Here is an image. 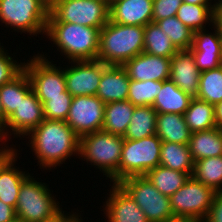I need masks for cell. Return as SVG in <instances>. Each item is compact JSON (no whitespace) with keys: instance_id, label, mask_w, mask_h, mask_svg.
I'll return each mask as SVG.
<instances>
[{"instance_id":"31","label":"cell","mask_w":222,"mask_h":222,"mask_svg":"<svg viewBox=\"0 0 222 222\" xmlns=\"http://www.w3.org/2000/svg\"><path fill=\"white\" fill-rule=\"evenodd\" d=\"M216 3L213 5L189 4L183 2L177 11V18L187 26L191 31L195 32L206 28V23L214 24ZM205 24V25H204Z\"/></svg>"},{"instance_id":"52","label":"cell","mask_w":222,"mask_h":222,"mask_svg":"<svg viewBox=\"0 0 222 222\" xmlns=\"http://www.w3.org/2000/svg\"><path fill=\"white\" fill-rule=\"evenodd\" d=\"M46 1L49 5H51L55 0H44Z\"/></svg>"},{"instance_id":"28","label":"cell","mask_w":222,"mask_h":222,"mask_svg":"<svg viewBox=\"0 0 222 222\" xmlns=\"http://www.w3.org/2000/svg\"><path fill=\"white\" fill-rule=\"evenodd\" d=\"M17 156L0 172V200L16 208L17 198L23 181L30 175L14 166Z\"/></svg>"},{"instance_id":"36","label":"cell","mask_w":222,"mask_h":222,"mask_svg":"<svg viewBox=\"0 0 222 222\" xmlns=\"http://www.w3.org/2000/svg\"><path fill=\"white\" fill-rule=\"evenodd\" d=\"M159 88H162V81L130 80L127 100L135 107L152 106L158 96Z\"/></svg>"},{"instance_id":"20","label":"cell","mask_w":222,"mask_h":222,"mask_svg":"<svg viewBox=\"0 0 222 222\" xmlns=\"http://www.w3.org/2000/svg\"><path fill=\"white\" fill-rule=\"evenodd\" d=\"M130 78L119 65H109L103 72L96 96L103 102L127 100Z\"/></svg>"},{"instance_id":"22","label":"cell","mask_w":222,"mask_h":222,"mask_svg":"<svg viewBox=\"0 0 222 222\" xmlns=\"http://www.w3.org/2000/svg\"><path fill=\"white\" fill-rule=\"evenodd\" d=\"M32 89L30 80L23 69L11 81L0 87V102L3 109V126L5 121L15 112L21 100Z\"/></svg>"},{"instance_id":"18","label":"cell","mask_w":222,"mask_h":222,"mask_svg":"<svg viewBox=\"0 0 222 222\" xmlns=\"http://www.w3.org/2000/svg\"><path fill=\"white\" fill-rule=\"evenodd\" d=\"M169 79L183 92L195 98L199 89L201 71L195 65L193 53L178 50L171 58Z\"/></svg>"},{"instance_id":"40","label":"cell","mask_w":222,"mask_h":222,"mask_svg":"<svg viewBox=\"0 0 222 222\" xmlns=\"http://www.w3.org/2000/svg\"><path fill=\"white\" fill-rule=\"evenodd\" d=\"M203 222H222V191H217L207 217Z\"/></svg>"},{"instance_id":"11","label":"cell","mask_w":222,"mask_h":222,"mask_svg":"<svg viewBox=\"0 0 222 222\" xmlns=\"http://www.w3.org/2000/svg\"><path fill=\"white\" fill-rule=\"evenodd\" d=\"M137 203L149 222L173 218L170 198L161 194L145 176H132L118 183Z\"/></svg>"},{"instance_id":"8","label":"cell","mask_w":222,"mask_h":222,"mask_svg":"<svg viewBox=\"0 0 222 222\" xmlns=\"http://www.w3.org/2000/svg\"><path fill=\"white\" fill-rule=\"evenodd\" d=\"M109 5L100 0H55L47 22H68L99 28L109 21Z\"/></svg>"},{"instance_id":"15","label":"cell","mask_w":222,"mask_h":222,"mask_svg":"<svg viewBox=\"0 0 222 222\" xmlns=\"http://www.w3.org/2000/svg\"><path fill=\"white\" fill-rule=\"evenodd\" d=\"M214 32L206 29L193 33L192 46L189 49L194 56L195 65L202 72L221 66L222 32L213 24Z\"/></svg>"},{"instance_id":"42","label":"cell","mask_w":222,"mask_h":222,"mask_svg":"<svg viewBox=\"0 0 222 222\" xmlns=\"http://www.w3.org/2000/svg\"><path fill=\"white\" fill-rule=\"evenodd\" d=\"M16 156H17L16 148L6 147V149H4V151L0 154V172Z\"/></svg>"},{"instance_id":"32","label":"cell","mask_w":222,"mask_h":222,"mask_svg":"<svg viewBox=\"0 0 222 222\" xmlns=\"http://www.w3.org/2000/svg\"><path fill=\"white\" fill-rule=\"evenodd\" d=\"M177 51L170 38L156 23L151 22L144 27L143 52L154 56L171 58Z\"/></svg>"},{"instance_id":"24","label":"cell","mask_w":222,"mask_h":222,"mask_svg":"<svg viewBox=\"0 0 222 222\" xmlns=\"http://www.w3.org/2000/svg\"><path fill=\"white\" fill-rule=\"evenodd\" d=\"M191 134L183 115L157 114L156 135L162 142L188 145Z\"/></svg>"},{"instance_id":"29","label":"cell","mask_w":222,"mask_h":222,"mask_svg":"<svg viewBox=\"0 0 222 222\" xmlns=\"http://www.w3.org/2000/svg\"><path fill=\"white\" fill-rule=\"evenodd\" d=\"M157 114L152 106L135 107L123 138L140 140L156 134Z\"/></svg>"},{"instance_id":"27","label":"cell","mask_w":222,"mask_h":222,"mask_svg":"<svg viewBox=\"0 0 222 222\" xmlns=\"http://www.w3.org/2000/svg\"><path fill=\"white\" fill-rule=\"evenodd\" d=\"M163 195L170 197L189 179L190 175L162 165L150 169L144 175Z\"/></svg>"},{"instance_id":"1","label":"cell","mask_w":222,"mask_h":222,"mask_svg":"<svg viewBox=\"0 0 222 222\" xmlns=\"http://www.w3.org/2000/svg\"><path fill=\"white\" fill-rule=\"evenodd\" d=\"M26 138L43 169L56 168L73 154L79 156L80 137L65 121L44 119Z\"/></svg>"},{"instance_id":"50","label":"cell","mask_w":222,"mask_h":222,"mask_svg":"<svg viewBox=\"0 0 222 222\" xmlns=\"http://www.w3.org/2000/svg\"><path fill=\"white\" fill-rule=\"evenodd\" d=\"M79 215L72 222H83L82 218Z\"/></svg>"},{"instance_id":"4","label":"cell","mask_w":222,"mask_h":222,"mask_svg":"<svg viewBox=\"0 0 222 222\" xmlns=\"http://www.w3.org/2000/svg\"><path fill=\"white\" fill-rule=\"evenodd\" d=\"M124 138L103 130L80 137L79 155L81 159L97 166L110 182L119 183V164Z\"/></svg>"},{"instance_id":"12","label":"cell","mask_w":222,"mask_h":222,"mask_svg":"<svg viewBox=\"0 0 222 222\" xmlns=\"http://www.w3.org/2000/svg\"><path fill=\"white\" fill-rule=\"evenodd\" d=\"M105 103L95 96H75L65 122L79 136L101 131Z\"/></svg>"},{"instance_id":"13","label":"cell","mask_w":222,"mask_h":222,"mask_svg":"<svg viewBox=\"0 0 222 222\" xmlns=\"http://www.w3.org/2000/svg\"><path fill=\"white\" fill-rule=\"evenodd\" d=\"M73 66H72V64ZM64 68L67 91L73 96H95L102 72L109 66L99 60L71 61Z\"/></svg>"},{"instance_id":"37","label":"cell","mask_w":222,"mask_h":222,"mask_svg":"<svg viewBox=\"0 0 222 222\" xmlns=\"http://www.w3.org/2000/svg\"><path fill=\"white\" fill-rule=\"evenodd\" d=\"M73 96L49 97L43 103L44 118L48 120L65 121L71 107Z\"/></svg>"},{"instance_id":"43","label":"cell","mask_w":222,"mask_h":222,"mask_svg":"<svg viewBox=\"0 0 222 222\" xmlns=\"http://www.w3.org/2000/svg\"><path fill=\"white\" fill-rule=\"evenodd\" d=\"M215 10H214V16L215 21L214 24L219 28V30L222 32V0H216L215 1Z\"/></svg>"},{"instance_id":"26","label":"cell","mask_w":222,"mask_h":222,"mask_svg":"<svg viewBox=\"0 0 222 222\" xmlns=\"http://www.w3.org/2000/svg\"><path fill=\"white\" fill-rule=\"evenodd\" d=\"M194 163L188 145L172 142L161 143L160 165L192 176Z\"/></svg>"},{"instance_id":"46","label":"cell","mask_w":222,"mask_h":222,"mask_svg":"<svg viewBox=\"0 0 222 222\" xmlns=\"http://www.w3.org/2000/svg\"><path fill=\"white\" fill-rule=\"evenodd\" d=\"M164 222H198L197 220L185 217H173Z\"/></svg>"},{"instance_id":"5","label":"cell","mask_w":222,"mask_h":222,"mask_svg":"<svg viewBox=\"0 0 222 222\" xmlns=\"http://www.w3.org/2000/svg\"><path fill=\"white\" fill-rule=\"evenodd\" d=\"M46 183L28 176L22 183L15 208L16 217L23 222H48L58 217L63 209L54 199Z\"/></svg>"},{"instance_id":"45","label":"cell","mask_w":222,"mask_h":222,"mask_svg":"<svg viewBox=\"0 0 222 222\" xmlns=\"http://www.w3.org/2000/svg\"><path fill=\"white\" fill-rule=\"evenodd\" d=\"M78 216V214L75 213H71L69 216L67 215V213L64 214V211L55 219L48 221V222H72L76 217Z\"/></svg>"},{"instance_id":"9","label":"cell","mask_w":222,"mask_h":222,"mask_svg":"<svg viewBox=\"0 0 222 222\" xmlns=\"http://www.w3.org/2000/svg\"><path fill=\"white\" fill-rule=\"evenodd\" d=\"M216 191L190 176L172 196L170 203L174 217H185L203 222L214 200Z\"/></svg>"},{"instance_id":"21","label":"cell","mask_w":222,"mask_h":222,"mask_svg":"<svg viewBox=\"0 0 222 222\" xmlns=\"http://www.w3.org/2000/svg\"><path fill=\"white\" fill-rule=\"evenodd\" d=\"M193 97L183 92L170 79L162 81L152 107L158 114L170 113L183 115Z\"/></svg>"},{"instance_id":"30","label":"cell","mask_w":222,"mask_h":222,"mask_svg":"<svg viewBox=\"0 0 222 222\" xmlns=\"http://www.w3.org/2000/svg\"><path fill=\"white\" fill-rule=\"evenodd\" d=\"M183 116L192 133L217 127L215 123L214 105L196 97L192 98Z\"/></svg>"},{"instance_id":"44","label":"cell","mask_w":222,"mask_h":222,"mask_svg":"<svg viewBox=\"0 0 222 222\" xmlns=\"http://www.w3.org/2000/svg\"><path fill=\"white\" fill-rule=\"evenodd\" d=\"M215 123L219 129H222V102L214 105Z\"/></svg>"},{"instance_id":"6","label":"cell","mask_w":222,"mask_h":222,"mask_svg":"<svg viewBox=\"0 0 222 222\" xmlns=\"http://www.w3.org/2000/svg\"><path fill=\"white\" fill-rule=\"evenodd\" d=\"M49 14L50 5L44 0H0L1 22L31 36L46 34Z\"/></svg>"},{"instance_id":"49","label":"cell","mask_w":222,"mask_h":222,"mask_svg":"<svg viewBox=\"0 0 222 222\" xmlns=\"http://www.w3.org/2000/svg\"><path fill=\"white\" fill-rule=\"evenodd\" d=\"M3 140L6 141V138L0 133V142L3 141ZM6 147L7 146H4L3 148L2 147L0 148V154L4 151V149H6Z\"/></svg>"},{"instance_id":"47","label":"cell","mask_w":222,"mask_h":222,"mask_svg":"<svg viewBox=\"0 0 222 222\" xmlns=\"http://www.w3.org/2000/svg\"><path fill=\"white\" fill-rule=\"evenodd\" d=\"M183 2L189 3V4H200V5H212V0H182ZM211 1V2H209Z\"/></svg>"},{"instance_id":"3","label":"cell","mask_w":222,"mask_h":222,"mask_svg":"<svg viewBox=\"0 0 222 222\" xmlns=\"http://www.w3.org/2000/svg\"><path fill=\"white\" fill-rule=\"evenodd\" d=\"M47 38L71 61L97 60L100 29L68 22H47Z\"/></svg>"},{"instance_id":"39","label":"cell","mask_w":222,"mask_h":222,"mask_svg":"<svg viewBox=\"0 0 222 222\" xmlns=\"http://www.w3.org/2000/svg\"><path fill=\"white\" fill-rule=\"evenodd\" d=\"M182 3V0H153L152 22L176 16Z\"/></svg>"},{"instance_id":"17","label":"cell","mask_w":222,"mask_h":222,"mask_svg":"<svg viewBox=\"0 0 222 222\" xmlns=\"http://www.w3.org/2000/svg\"><path fill=\"white\" fill-rule=\"evenodd\" d=\"M111 189L103 209L108 222H149L134 199L119 184L113 183Z\"/></svg>"},{"instance_id":"16","label":"cell","mask_w":222,"mask_h":222,"mask_svg":"<svg viewBox=\"0 0 222 222\" xmlns=\"http://www.w3.org/2000/svg\"><path fill=\"white\" fill-rule=\"evenodd\" d=\"M122 67L126 70L128 77L135 81H165L170 77V58L154 56L142 52L126 61Z\"/></svg>"},{"instance_id":"35","label":"cell","mask_w":222,"mask_h":222,"mask_svg":"<svg viewBox=\"0 0 222 222\" xmlns=\"http://www.w3.org/2000/svg\"><path fill=\"white\" fill-rule=\"evenodd\" d=\"M170 38L177 50H188L192 46L193 31L185 26L177 16L155 22Z\"/></svg>"},{"instance_id":"23","label":"cell","mask_w":222,"mask_h":222,"mask_svg":"<svg viewBox=\"0 0 222 222\" xmlns=\"http://www.w3.org/2000/svg\"><path fill=\"white\" fill-rule=\"evenodd\" d=\"M188 146L194 162L222 156V129L215 127L206 131L193 132Z\"/></svg>"},{"instance_id":"2","label":"cell","mask_w":222,"mask_h":222,"mask_svg":"<svg viewBox=\"0 0 222 222\" xmlns=\"http://www.w3.org/2000/svg\"><path fill=\"white\" fill-rule=\"evenodd\" d=\"M144 49V26L113 23L110 20L100 30L97 60L106 65L122 66Z\"/></svg>"},{"instance_id":"41","label":"cell","mask_w":222,"mask_h":222,"mask_svg":"<svg viewBox=\"0 0 222 222\" xmlns=\"http://www.w3.org/2000/svg\"><path fill=\"white\" fill-rule=\"evenodd\" d=\"M16 218L15 208L0 200V222H12Z\"/></svg>"},{"instance_id":"48","label":"cell","mask_w":222,"mask_h":222,"mask_svg":"<svg viewBox=\"0 0 222 222\" xmlns=\"http://www.w3.org/2000/svg\"><path fill=\"white\" fill-rule=\"evenodd\" d=\"M3 127V109L0 102V129Z\"/></svg>"},{"instance_id":"53","label":"cell","mask_w":222,"mask_h":222,"mask_svg":"<svg viewBox=\"0 0 222 222\" xmlns=\"http://www.w3.org/2000/svg\"><path fill=\"white\" fill-rule=\"evenodd\" d=\"M12 222H23V221H21L20 219H15L14 221H12Z\"/></svg>"},{"instance_id":"19","label":"cell","mask_w":222,"mask_h":222,"mask_svg":"<svg viewBox=\"0 0 222 222\" xmlns=\"http://www.w3.org/2000/svg\"><path fill=\"white\" fill-rule=\"evenodd\" d=\"M109 20L131 26H146L152 22L153 0H112Z\"/></svg>"},{"instance_id":"34","label":"cell","mask_w":222,"mask_h":222,"mask_svg":"<svg viewBox=\"0 0 222 222\" xmlns=\"http://www.w3.org/2000/svg\"><path fill=\"white\" fill-rule=\"evenodd\" d=\"M196 98L213 105L222 102V66L201 72Z\"/></svg>"},{"instance_id":"10","label":"cell","mask_w":222,"mask_h":222,"mask_svg":"<svg viewBox=\"0 0 222 222\" xmlns=\"http://www.w3.org/2000/svg\"><path fill=\"white\" fill-rule=\"evenodd\" d=\"M32 58L24 62L23 69L29 77L32 90L42 104L48 101L49 97L72 96L67 91L64 68L55 66L56 64L42 54Z\"/></svg>"},{"instance_id":"38","label":"cell","mask_w":222,"mask_h":222,"mask_svg":"<svg viewBox=\"0 0 222 222\" xmlns=\"http://www.w3.org/2000/svg\"><path fill=\"white\" fill-rule=\"evenodd\" d=\"M24 67V63H19L8 55L0 43V87L15 78Z\"/></svg>"},{"instance_id":"7","label":"cell","mask_w":222,"mask_h":222,"mask_svg":"<svg viewBox=\"0 0 222 222\" xmlns=\"http://www.w3.org/2000/svg\"><path fill=\"white\" fill-rule=\"evenodd\" d=\"M161 143L154 134L140 140L124 139L119 164V182L132 176H144L160 165Z\"/></svg>"},{"instance_id":"25","label":"cell","mask_w":222,"mask_h":222,"mask_svg":"<svg viewBox=\"0 0 222 222\" xmlns=\"http://www.w3.org/2000/svg\"><path fill=\"white\" fill-rule=\"evenodd\" d=\"M135 106L128 100L105 104L102 130L124 136L130 124Z\"/></svg>"},{"instance_id":"33","label":"cell","mask_w":222,"mask_h":222,"mask_svg":"<svg viewBox=\"0 0 222 222\" xmlns=\"http://www.w3.org/2000/svg\"><path fill=\"white\" fill-rule=\"evenodd\" d=\"M192 176L216 192L222 191V156L195 161Z\"/></svg>"},{"instance_id":"51","label":"cell","mask_w":222,"mask_h":222,"mask_svg":"<svg viewBox=\"0 0 222 222\" xmlns=\"http://www.w3.org/2000/svg\"><path fill=\"white\" fill-rule=\"evenodd\" d=\"M100 1H103V2L107 3L109 6H110V4L112 2V0H100Z\"/></svg>"},{"instance_id":"14","label":"cell","mask_w":222,"mask_h":222,"mask_svg":"<svg viewBox=\"0 0 222 222\" xmlns=\"http://www.w3.org/2000/svg\"><path fill=\"white\" fill-rule=\"evenodd\" d=\"M44 119L43 104L31 89L21 100L15 112L5 121L0 133L6 139H9L12 134L15 135L14 137L18 138L19 136L22 138L36 128Z\"/></svg>"}]
</instances>
